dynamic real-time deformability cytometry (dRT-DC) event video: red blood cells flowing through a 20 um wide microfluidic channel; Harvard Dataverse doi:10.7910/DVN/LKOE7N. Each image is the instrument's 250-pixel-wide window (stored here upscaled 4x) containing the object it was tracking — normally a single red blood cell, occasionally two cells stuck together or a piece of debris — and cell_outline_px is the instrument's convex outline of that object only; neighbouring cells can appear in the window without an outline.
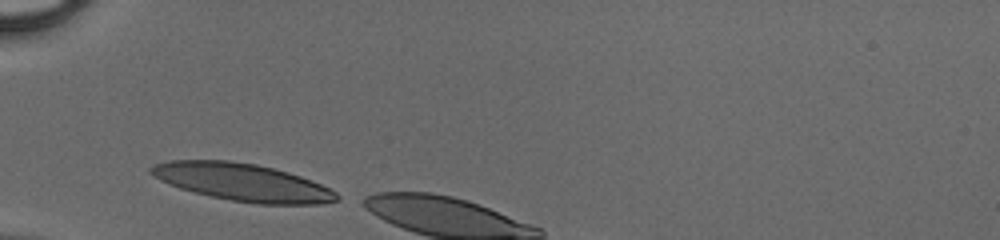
{"species": "human", "species_latin": "Homo sapiens", "temperature_condition": "cold", "stored_images_in_passage": 3, "camera_frame_rate_fps": 3000, "um_per_image_px": 0.085, "donor": {"sex": "male"}, "frame": {"image": 1, "passage_image": 1, "time_ms": 0.0, "image_size_px": [1000, 240], "cell_outline_px": [[340, 200], [320, 204], [260, 204], [232, 200], [212, 196], [180, 188], [160, 180], [148, 172], [148, 168], [156, 164], [168, 160], [228, 160], [256, 164], [288, 172], [312, 180], [336, 192], [340, 196]], "centroid_in_image_um": [20.62, 15.48], "position_along_channel_um": 64.4, "area_um2": 40.34}}